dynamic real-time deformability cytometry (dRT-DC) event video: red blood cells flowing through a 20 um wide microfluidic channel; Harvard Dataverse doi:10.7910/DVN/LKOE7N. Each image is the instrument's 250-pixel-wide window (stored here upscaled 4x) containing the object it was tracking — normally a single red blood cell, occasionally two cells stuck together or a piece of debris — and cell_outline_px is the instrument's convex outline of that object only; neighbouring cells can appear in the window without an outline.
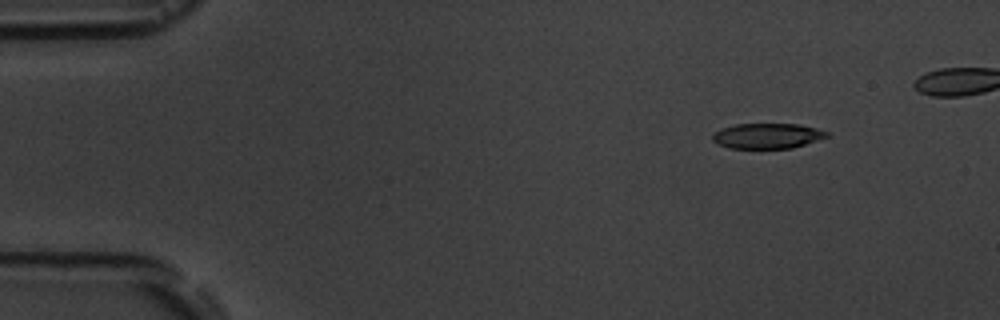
{"species": "common noctule bat (a hibernating species)", "species_latin": "Nyctalus noctula", "temperature_condition": "room temperature", "stored_images_in_passage": 5, "segment_of_instrument_passage": [2, 2], "camera_frame_rate_fps": 3000, "um_per_image_px": 0.085, "animal": {"sex": "male", "body_mass_g": 19.5, "forearm_length_mm": 54.6}, "frame": {"image": 1, "passage_image": 5, "time_ms": 5.667, "image_size_px": [1000, 320], "cell_outline_px": [[828, 136], [792, 148], [728, 148], [716, 144], [712, 140], [712, 136], [720, 128], [736, 124], [796, 124], [816, 128], [828, 132]], "centroid_in_image_um": [65.16, 11.55], "position_along_channel_um": 19.8, "area_um2": 16.7}}